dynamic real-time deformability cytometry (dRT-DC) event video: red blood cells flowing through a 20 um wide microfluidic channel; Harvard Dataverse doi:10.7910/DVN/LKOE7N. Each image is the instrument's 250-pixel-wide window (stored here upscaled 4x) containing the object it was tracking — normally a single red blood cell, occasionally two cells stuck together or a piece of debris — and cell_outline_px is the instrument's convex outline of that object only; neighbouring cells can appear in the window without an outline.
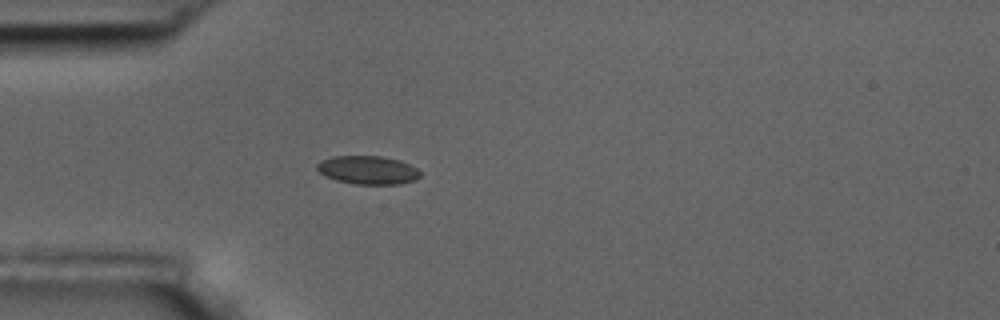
{"species": "common noctule bat (a hibernating species)", "species_latin": "Nyctalus noctula", "temperature_condition": "room temperature", "stored_images_in_passage": 41, "camera_frame_rate_fps": 3000, "um_per_image_px": 0.085, "animal": {"sex": "male", "body_mass_g": 17.5, "forearm_length_mm": 52.3}, "frame": {"image": 1, "passage_image": 1, "time_ms": 0.0, "image_size_px": [1000, 320], "cell_outline_px": [[420, 176], [416, 180], [400, 184], [356, 184], [336, 180], [324, 176], [316, 168], [316, 164], [320, 160], [332, 156], [380, 156], [400, 160], [416, 168], [420, 172]], "centroid_in_image_um": [31.25, 14.45], "position_along_channel_um": 53.8, "area_um2": 17.17}}
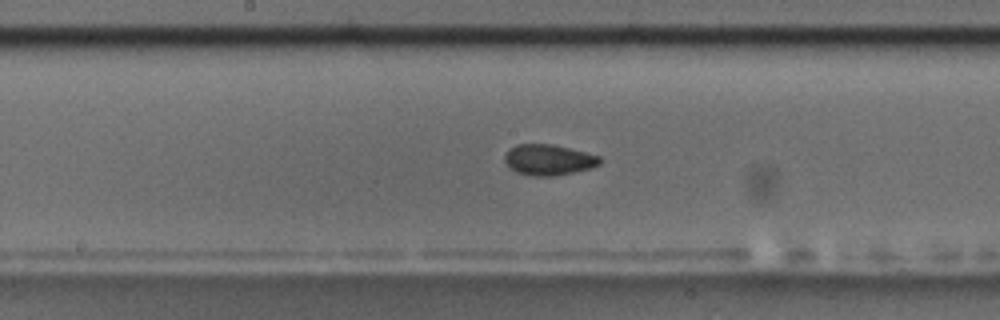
{"frame": {"image": 2, "passage_image": 14, "time_ms": 4.333, "image_size_px": [1000, 320], "cell_outline_px": [[600, 164], [592, 168], [556, 176], [532, 176], [516, 172], [504, 160], [504, 156], [508, 148], [516, 144], [552, 144], [600, 156]], "centroid_in_image_um": [46.61, 13.58], "position_along_channel_um": 201.6, "area_um2": 17.05}}
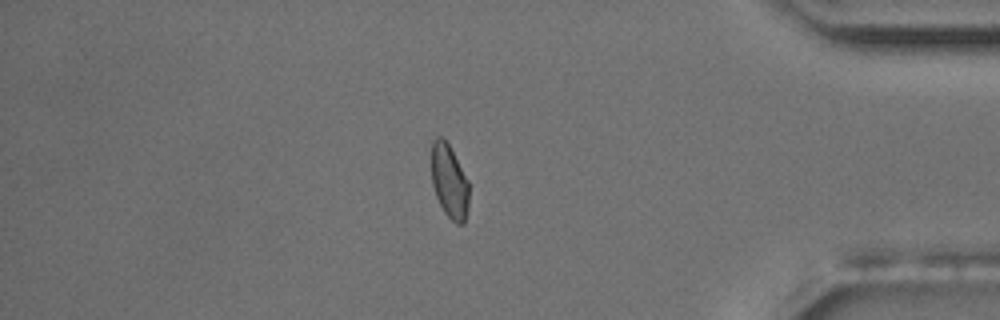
{"frame": {"image": 3, "passage_image": 33, "time_ms": 10.667, "image_size_px": [1000, 320], "cell_outline_px": [[468, 204], [464, 224], [456, 224], [444, 212], [436, 196], [432, 184], [432, 140], [436, 136], [440, 136], [448, 144], [468, 180]], "centroid_in_image_um": [38.18, 15.43], "position_along_channel_um": 397.0, "area_um2": 15.9}, "authors_computed_cell_mechanics": {"area_um2": 16.8198, "velocity_mm_per_s": 3.5871, "shape_relaxation_time_tau1_ms": 1.8519, "shape_relaxation_time_tau2_ms": 1.4835, "deformation_change_tau1": 0.0843, "deformation_change_tau2": 0.0517}}